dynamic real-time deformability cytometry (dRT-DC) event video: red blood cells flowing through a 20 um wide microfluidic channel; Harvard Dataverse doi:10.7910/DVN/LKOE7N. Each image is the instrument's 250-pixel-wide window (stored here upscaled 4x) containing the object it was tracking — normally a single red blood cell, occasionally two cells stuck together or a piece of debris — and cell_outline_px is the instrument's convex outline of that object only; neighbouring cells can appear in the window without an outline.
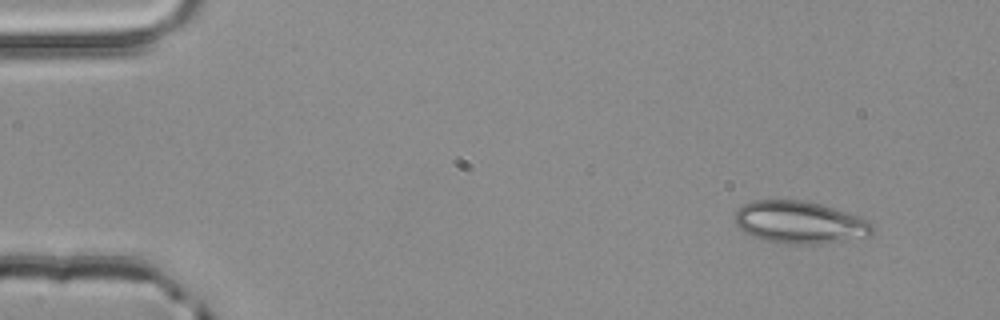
{"species": "common noctule bat (a hibernating species)", "species_latin": "Nyctalus noctula", "temperature_condition": "room temperature", "stored_images_in_passage": 3, "camera_frame_rate_fps": 3000, "um_per_image_px": 0.085, "animal": {"sex": "male", "body_mass_g": 20.4}, "frame": {"image": 1, "passage_image": 1, "time_ms": 0.0, "image_size_px": [1000, 320], "cell_outline_px": [[876, 232], [868, 236], [820, 244], [788, 244], [764, 240], [744, 232], [736, 224], [736, 212], [744, 204], [756, 200], [800, 200], [820, 204], [860, 216], [868, 220], [876, 228]], "centroid_in_image_um": [68.03, 18.91], "position_along_channel_um": 17.0, "area_um2": 33.87}}